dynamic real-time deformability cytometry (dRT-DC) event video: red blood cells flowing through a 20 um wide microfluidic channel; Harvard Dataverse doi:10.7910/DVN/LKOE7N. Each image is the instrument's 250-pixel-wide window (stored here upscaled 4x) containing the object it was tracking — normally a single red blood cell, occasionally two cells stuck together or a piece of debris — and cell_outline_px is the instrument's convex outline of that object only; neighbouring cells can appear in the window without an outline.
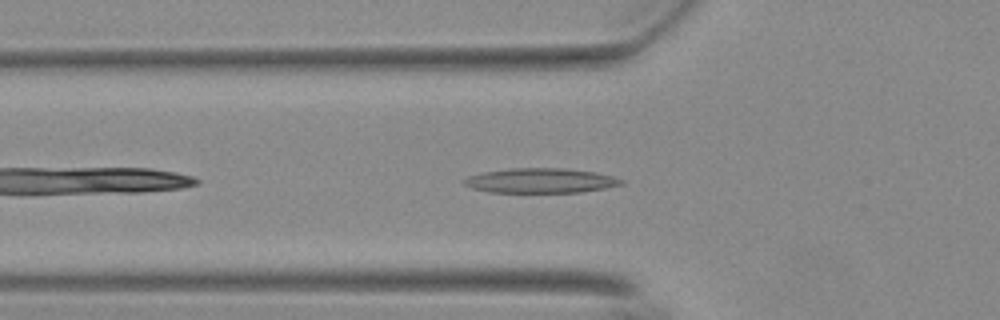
{"species": "Egyptian fruit bat (a non-hibernating species)", "species_latin": "Rousettus aegyptiacus", "temperature_condition": "warm", "stored_images_in_passage": 34, "camera_frame_rate_fps": 3000, "um_per_image_px": 0.085, "animal": {"sex": "female"}, "frame": {"image": 1, "passage_image": 5, "time_ms": 1.333, "image_size_px": [1000, 320], "cell_outline_px": [[624, 184], [604, 188], [580, 192], [488, 192], [472, 188], [464, 184], [460, 180], [468, 176], [480, 172], [508, 168], [564, 168], [596, 172], [612, 176], [624, 180]], "centroid_in_image_um": [45.9, 15.34], "position_along_channel_um": 79.9, "area_um2": 22.83}}
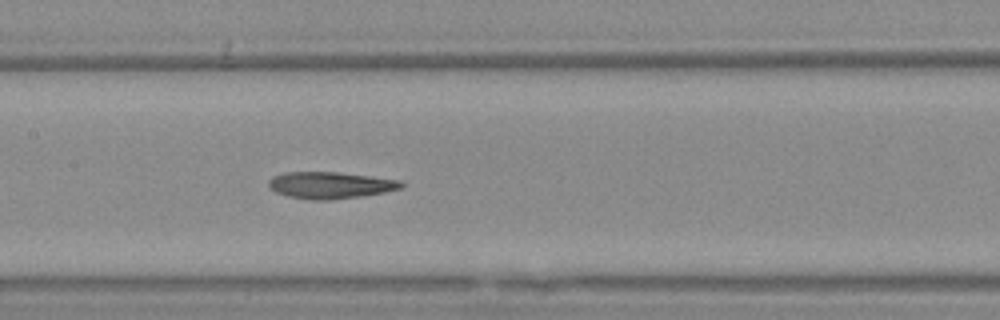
{"frame": {"image": 2, "passage_image": 13, "time_ms": 4.0, "image_size_px": [1000, 320], "cell_outline_px": [[404, 184], [400, 188], [384, 192], [360, 196], [328, 200], [308, 200], [288, 196], [276, 192], [268, 184], [268, 180], [272, 176], [284, 172], [336, 172], [400, 180]], "centroid_in_image_um": [28.03, 15.74], "position_along_channel_um": 179.4, "area_um2": 20.46}}
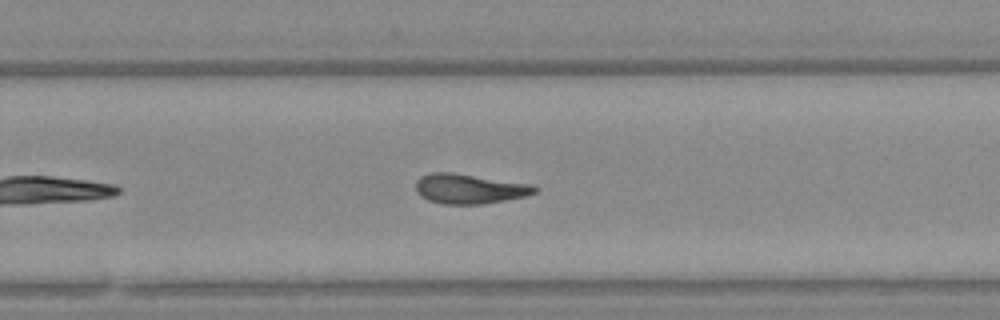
{"frame": {"image": 3, "passage_image": 22, "time_ms": 7.0, "image_size_px": [1000, 320], "cell_outline_px": [[540, 188], [536, 192], [524, 196], [484, 204], [444, 204], [428, 200], [420, 196], [416, 188], [416, 180], [420, 176], [432, 172], [452, 172], [536, 184]], "centroid_in_image_um": [39.93, 16.03], "position_along_channel_um": 289.9, "area_um2": 20.92}, "authors_computed_cell_mechanics": {"area_um2": 20.4612, "velocity_mm_per_s": 3.6998, "shape_relaxation_time_tau1_ms": null, "shape_relaxation_time_tau2_ms": 4.2862, "deformation_change_tau1": null, "deformation_change_tau2": 0.1388}}